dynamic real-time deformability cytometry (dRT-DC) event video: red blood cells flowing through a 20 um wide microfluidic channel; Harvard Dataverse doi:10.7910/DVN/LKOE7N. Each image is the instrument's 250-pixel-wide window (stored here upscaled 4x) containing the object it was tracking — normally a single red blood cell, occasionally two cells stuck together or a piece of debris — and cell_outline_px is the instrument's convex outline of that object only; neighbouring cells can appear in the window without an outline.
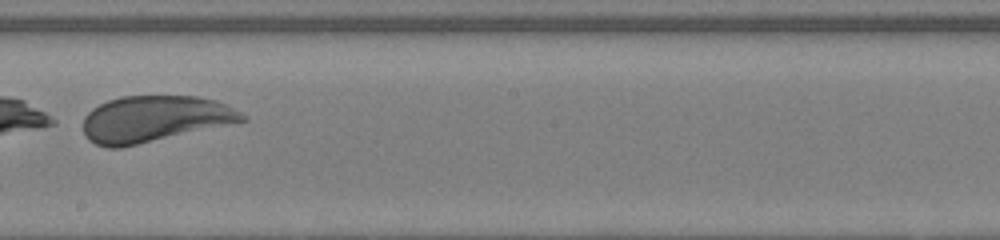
{"species": "human", "species_latin": "Homo sapiens", "temperature_condition": "warm", "stored_images_in_passage": 33, "camera_frame_rate_fps": 3000, "um_per_image_px": 0.085, "donor": {"sex": "female"}, "frame": {"image": 1, "passage_image": 25, "time_ms": 8.0, "image_size_px": [1000, 240], "cell_outline_px": [[248, 120], [120, 148], [108, 148], [96, 144], [88, 140], [84, 136], [84, 116], [92, 108], [108, 100], [120, 96], [196, 96], [216, 100], [248, 116]], "centroid_in_image_um": [13.1, 10.11], "position_along_channel_um": 235.1, "area_um2": 42.77}}
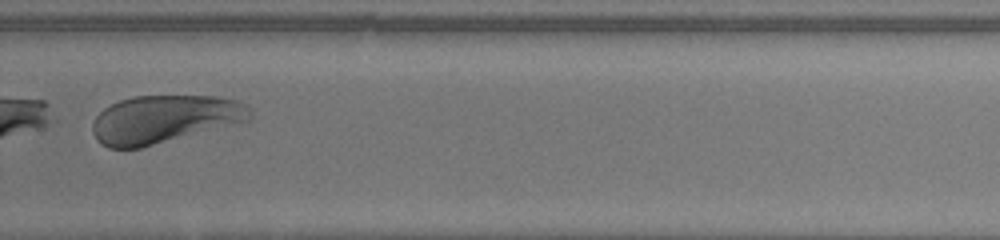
{"frame": {"image": 2, "passage_image": 31, "time_ms": 10.0, "image_size_px": [1000, 240], "cell_outline_px": [[252, 120], [140, 148], [108, 148], [100, 144], [96, 140], [92, 132], [92, 124], [96, 116], [104, 108], [120, 100], [132, 96], [216, 96], [240, 100], [248, 108], [252, 116]], "centroid_in_image_um": [13.97, 10.13], "position_along_channel_um": 315.8, "area_um2": 44.16}}